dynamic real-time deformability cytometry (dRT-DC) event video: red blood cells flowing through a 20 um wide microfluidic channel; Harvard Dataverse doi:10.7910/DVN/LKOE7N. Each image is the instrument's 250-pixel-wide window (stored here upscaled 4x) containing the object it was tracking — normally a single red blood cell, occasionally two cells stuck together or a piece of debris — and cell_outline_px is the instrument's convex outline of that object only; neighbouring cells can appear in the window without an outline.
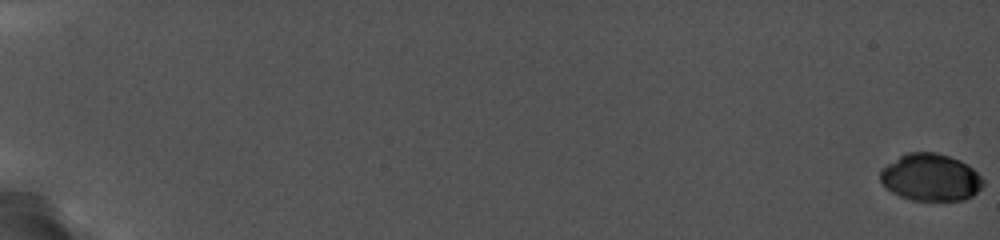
{"species": "common noctule bat (a hibernating species)", "species_latin": "Nyctalus noctula", "temperature_condition": "cold", "stored_images_in_passage": 54, "camera_frame_rate_fps": 5000, "um_per_image_px": 0.085, "animal": {"sex": "female", "body_mass_g": 19.0, "forearm_length_mm": 56.7}, "frame": {"image": 1, "passage_image": 1, "time_ms": 0.0, "image_size_px": [1000, 240], "cell_outline_px": [[984, 184], [972, 196], [964, 200], [912, 200], [900, 196], [892, 192], [880, 180], [880, 172], [888, 164], [900, 156], [908, 152], [936, 152], [960, 160], [968, 164], [984, 180]], "centroid_in_image_um": [79.12, 15.07], "position_along_channel_um": 5.9, "area_um2": 28.03}}
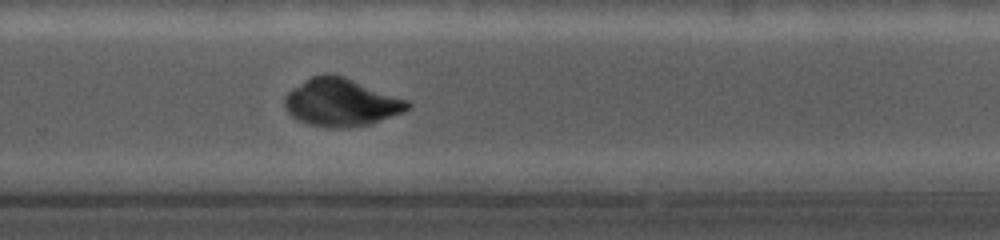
{"frame": {"image": 2, "passage_image": 42, "time_ms": 14.0, "image_size_px": [1000, 240], "cell_outline_px": [[412, 104], [408, 108], [400, 112], [372, 124], [344, 128], [332, 128], [308, 124], [292, 116], [284, 108], [284, 96], [292, 88], [304, 80], [312, 76], [324, 72], [328, 72], [344, 76], [408, 100]], "centroid_in_image_um": [28.96, 8.69], "position_along_channel_um": 300.8, "area_um2": 34.28}}
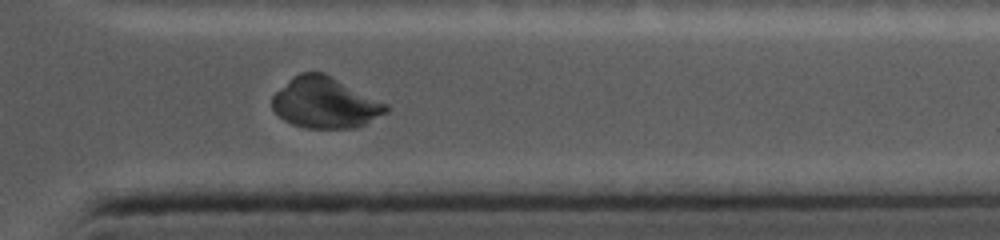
{"frame": {"image": 3, "passage_image": 50, "time_ms": 16.2, "image_size_px": [1000, 240], "cell_outline_px": [[388, 112], [356, 128], [304, 128], [292, 124], [284, 120], [272, 108], [272, 96], [292, 76], [300, 72], [324, 72], [388, 104]], "centroid_in_image_um": [27.63, 8.73], "position_along_channel_um": 383.8, "area_um2": 33.81}}